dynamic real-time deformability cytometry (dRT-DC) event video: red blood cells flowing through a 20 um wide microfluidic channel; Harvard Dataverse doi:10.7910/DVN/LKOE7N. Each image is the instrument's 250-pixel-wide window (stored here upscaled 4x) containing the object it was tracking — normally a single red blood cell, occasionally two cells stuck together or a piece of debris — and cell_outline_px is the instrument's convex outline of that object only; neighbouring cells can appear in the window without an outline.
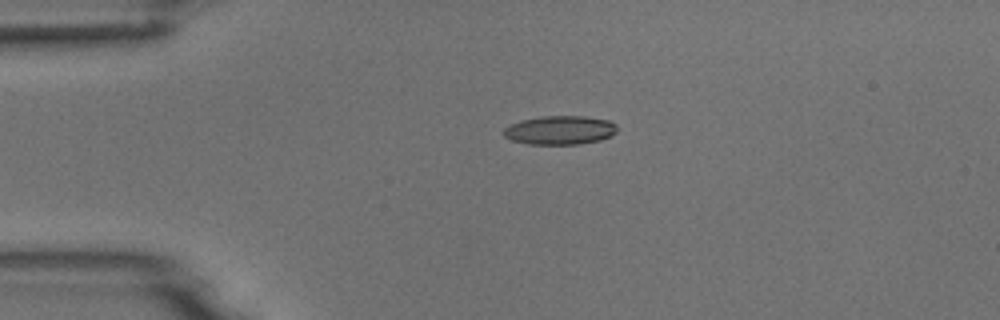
{"species": "common noctule bat (a hibernating species)", "species_latin": "Nyctalus noctula", "temperature_condition": "room temperature", "stored_images_in_passage": 1, "camera_frame_rate_fps": 3000, "um_per_image_px": 0.085, "animal": {"sex": "male", "body_mass_g": 18.8}, "frame": {"image": 1, "passage_image": 1, "time_ms": 0.0, "image_size_px": [1000, 320], "cell_outline_px": [[616, 132], [600, 140], [580, 144], [528, 144], [512, 140], [504, 136], [504, 128], [520, 120], [540, 116], [584, 116], [608, 120], [616, 124]], "centroid_in_image_um": [47.58, 11.06], "position_along_channel_um": 37.4, "area_um2": 18.96}}